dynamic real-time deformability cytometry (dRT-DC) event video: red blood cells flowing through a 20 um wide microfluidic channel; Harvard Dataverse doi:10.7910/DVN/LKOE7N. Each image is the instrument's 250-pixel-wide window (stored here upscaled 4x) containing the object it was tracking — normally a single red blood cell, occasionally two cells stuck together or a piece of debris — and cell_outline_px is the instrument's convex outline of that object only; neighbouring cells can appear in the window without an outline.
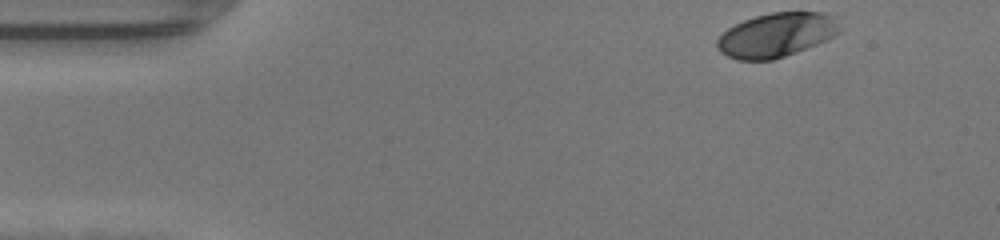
{"species": "human", "species_latin": "Homo sapiens", "temperature_condition": "warm", "stored_images_in_passage": 44, "camera_frame_rate_fps": 3000, "um_per_image_px": 0.085, "donor": {"sex": "female"}, "frame": {"image": 1, "passage_image": 1, "time_ms": 0.0, "image_size_px": [1000, 240], "cell_outline_px": [[844, 28], [840, 32], [816, 44], [796, 52], [772, 60], [736, 60], [720, 52], [716, 48], [716, 40], [728, 28], [744, 20], [756, 16], [772, 12], [824, 12], [836, 16]], "centroid_in_image_um": [66.03, 2.96], "position_along_channel_um": 19.0, "area_um2": 31.73}}
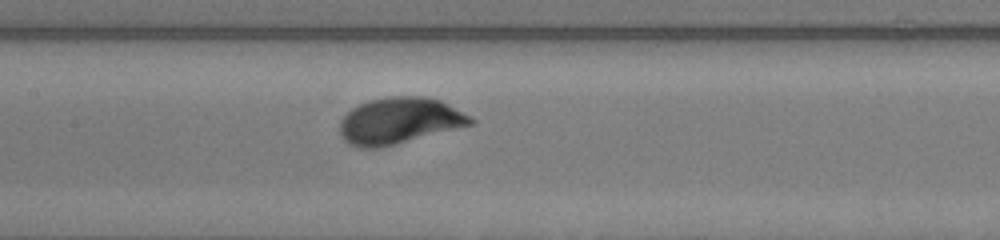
{"frame": {"image": 2, "passage_image": 19, "time_ms": 6.0, "image_size_px": [1000, 240], "cell_outline_px": [[476, 120], [472, 124], [396, 144], [380, 148], [360, 148], [348, 144], [340, 136], [340, 120], [352, 108], [368, 100], [388, 96], [424, 96], [440, 100], [448, 104]], "centroid_in_image_um": [33.9, 10.26], "position_along_channel_um": 173.5, "area_um2": 35.2}}
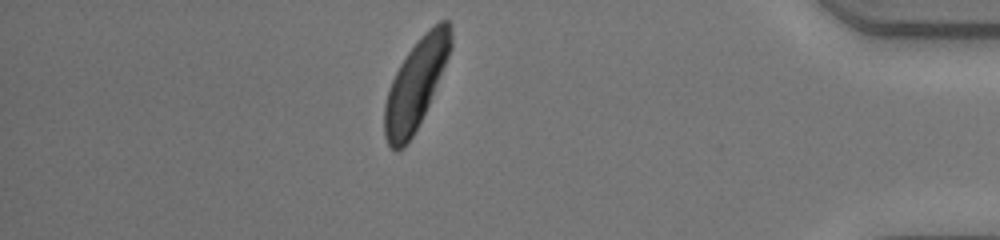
{"frame": {"image": 3, "passage_image": 38, "time_ms": 12.333, "image_size_px": [1000, 240], "cell_outline_px": [[452, 48], [428, 104], [412, 136], [404, 148], [396, 152], [388, 144], [384, 136], [384, 104], [392, 80], [400, 64], [408, 52], [420, 36], [428, 28], [440, 20], [448, 20], [452, 28]], "centroid_in_image_um": [35.34, 7.12], "position_along_channel_um": 399.9, "area_um2": 34.1}, "authors_computed_cell_mechanics": {"area_um2": 33.7552, "velocity_mm_per_s": 4.2389, "shape_relaxation_time_tau1_ms": 1.3714, "shape_relaxation_time_tau2_ms": null, "deformation_change_tau1": 0.135, "deformation_change_tau2": null}}